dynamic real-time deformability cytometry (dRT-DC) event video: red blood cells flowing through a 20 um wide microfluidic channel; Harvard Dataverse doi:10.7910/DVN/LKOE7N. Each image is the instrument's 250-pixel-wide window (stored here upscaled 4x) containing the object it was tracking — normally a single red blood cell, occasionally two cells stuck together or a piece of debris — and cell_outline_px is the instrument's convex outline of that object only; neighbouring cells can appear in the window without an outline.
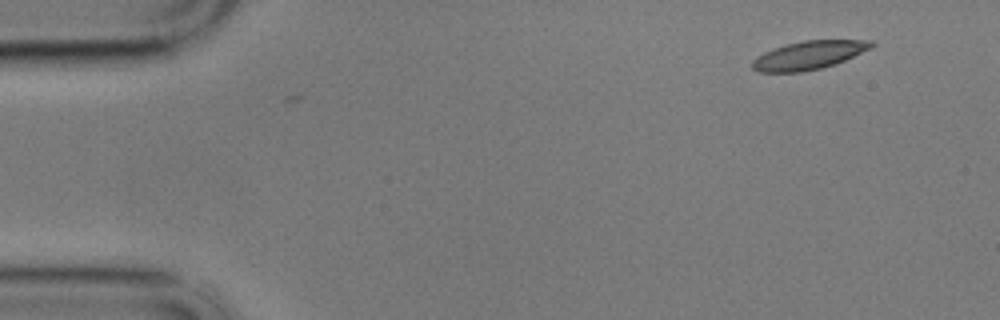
{"species": "common noctule bat (a hibernating species)", "species_latin": "Nyctalus noctula", "temperature_condition": "cold", "stored_images_in_passage": 7, "camera_frame_rate_fps": 3000, "um_per_image_px": 0.085, "animal": {"sex": "male", "body_mass_g": 17.9}, "frame": {"image": 1, "passage_image": 7, "time_ms": 2.0, "image_size_px": [1000, 320], "cell_outline_px": [[876, 44], [872, 48], [844, 60], [820, 68], [800, 72], [760, 72], [752, 68], [752, 60], [756, 56], [772, 48], [784, 44], [804, 40], [872, 40]], "centroid_in_image_um": [68.73, 4.68], "position_along_channel_um": 16.3, "area_um2": 19.71}}